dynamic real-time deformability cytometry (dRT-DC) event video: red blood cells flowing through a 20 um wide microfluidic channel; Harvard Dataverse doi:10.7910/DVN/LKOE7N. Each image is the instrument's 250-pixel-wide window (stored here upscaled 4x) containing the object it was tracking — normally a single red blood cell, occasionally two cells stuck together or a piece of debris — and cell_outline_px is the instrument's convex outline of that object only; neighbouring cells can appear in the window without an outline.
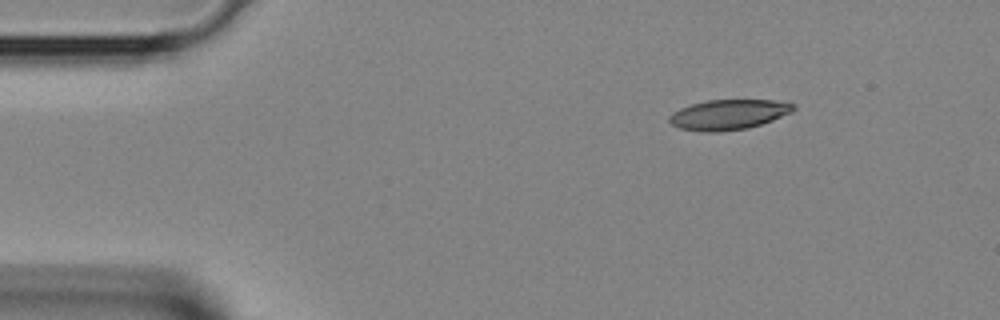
{"species": "Egyptian fruit bat (a non-hibernating species)", "species_latin": "Rousettus aegyptiacus", "temperature_condition": "room temperature", "stored_images_in_passage": 2, "camera_frame_rate_fps": 3000, "um_per_image_px": 0.085, "animal": {"sex": "female"}, "frame": {"image": 1, "passage_image": 1, "time_ms": 0.0, "image_size_px": [1000, 320], "cell_outline_px": [[796, 108], [792, 112], [772, 120], [748, 128], [716, 132], [704, 132], [680, 128], [672, 124], [668, 120], [668, 116], [672, 112], [680, 108], [692, 104], [708, 100], [788, 100], [796, 104]], "centroid_in_image_um": [61.97, 9.72], "position_along_channel_um": 23.0, "area_um2": 21.96}}
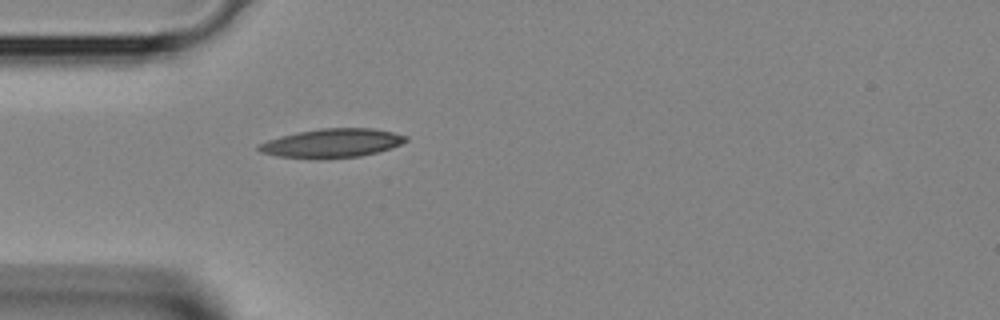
{"frame": {"image": 2, "passage_image": 2, "time_ms": 0.333, "image_size_px": [1000, 320], "cell_outline_px": [[408, 140], [392, 148], [360, 156], [280, 156], [260, 152], [256, 148], [260, 144], [268, 140], [280, 136], [320, 128], [372, 128], [392, 132], [408, 136]], "centroid_in_image_um": [28.28, 12.12], "position_along_channel_um": 56.7, "area_um2": 23.64}}